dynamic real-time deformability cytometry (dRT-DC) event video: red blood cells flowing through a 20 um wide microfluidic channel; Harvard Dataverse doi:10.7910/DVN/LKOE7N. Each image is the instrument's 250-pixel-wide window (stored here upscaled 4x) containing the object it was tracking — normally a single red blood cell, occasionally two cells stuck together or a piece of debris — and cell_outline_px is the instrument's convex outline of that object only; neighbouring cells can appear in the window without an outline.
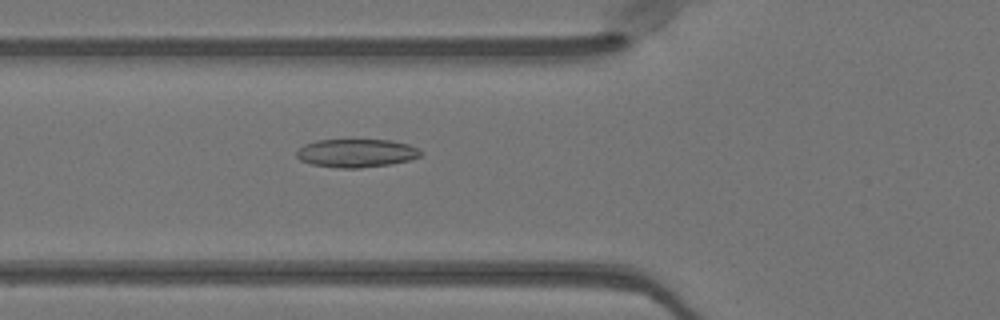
{"species": "Egyptian fruit bat (a non-hibernating species)", "species_latin": "Rousettus aegyptiacus", "temperature_condition": "warm", "stored_images_in_passage": 51, "camera_frame_rate_fps": 3000, "um_per_image_px": 0.085, "animal": {"sex": "female"}, "frame": {"image": 1, "passage_image": 19, "time_ms": 6.0, "image_size_px": [1000, 320], "cell_outline_px": [[424, 152], [420, 156], [408, 160], [388, 164], [360, 168], [336, 168], [312, 164], [300, 160], [296, 156], [296, 152], [304, 144], [316, 140], [392, 140], [408, 144], [420, 148]], "centroid_in_image_um": [30.3, 13.01], "position_along_channel_um": 95.5, "area_um2": 20.52}}
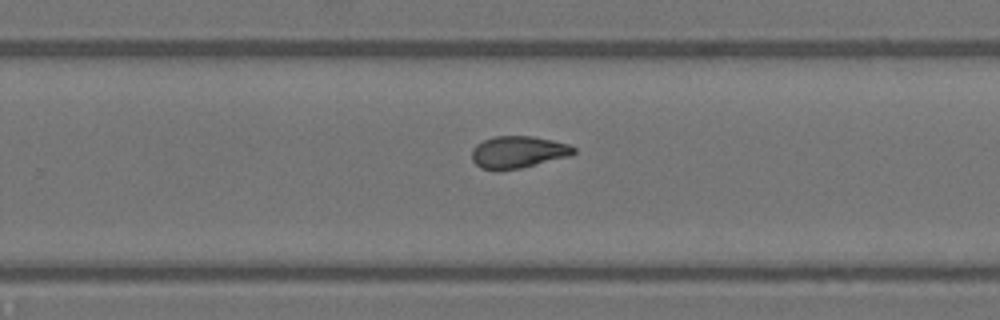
{"frame": {"image": 2, "passage_image": 33, "time_ms": 10.667, "image_size_px": [1000, 320], "cell_outline_px": [[576, 152], [568, 156], [520, 168], [480, 168], [472, 160], [472, 148], [476, 144], [492, 136], [532, 136], [552, 140], [568, 144], [576, 148]], "centroid_in_image_um": [44.03, 12.89], "position_along_channel_um": 285.8, "area_um2": 18.61}}
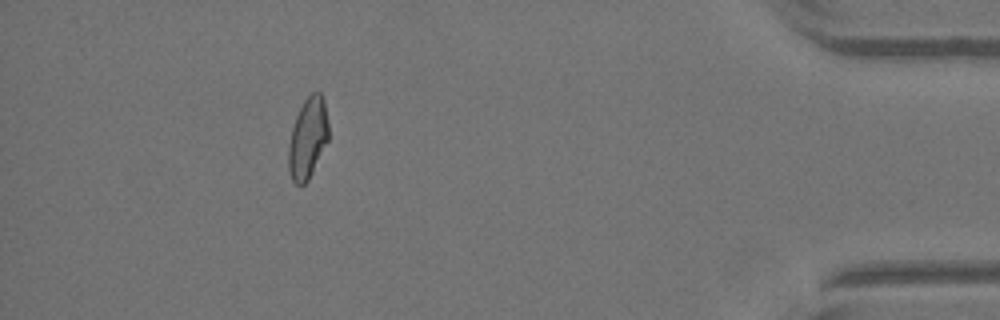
{"frame": {"image": 3, "passage_image": 46, "time_ms": 15.0, "image_size_px": [1000, 320], "cell_outline_px": [[328, 140], [308, 180], [300, 188], [292, 180], [288, 168], [288, 144], [292, 128], [296, 116], [304, 100], [312, 92], [320, 92], [324, 100], [328, 124]], "centroid_in_image_um": [26.15, 11.76], "position_along_channel_um": 409.1, "area_um2": 18.84}, "authors_computed_cell_mechanics": {"area_um2": 19.7676, "velocity_mm_per_s": 4.0794, "shape_relaxation_time_tau1_ms": 6.4692, "shape_relaxation_time_tau2_ms": 2.2158, "deformation_change_tau1": 0.1635, "deformation_change_tau2": 0.0916}}